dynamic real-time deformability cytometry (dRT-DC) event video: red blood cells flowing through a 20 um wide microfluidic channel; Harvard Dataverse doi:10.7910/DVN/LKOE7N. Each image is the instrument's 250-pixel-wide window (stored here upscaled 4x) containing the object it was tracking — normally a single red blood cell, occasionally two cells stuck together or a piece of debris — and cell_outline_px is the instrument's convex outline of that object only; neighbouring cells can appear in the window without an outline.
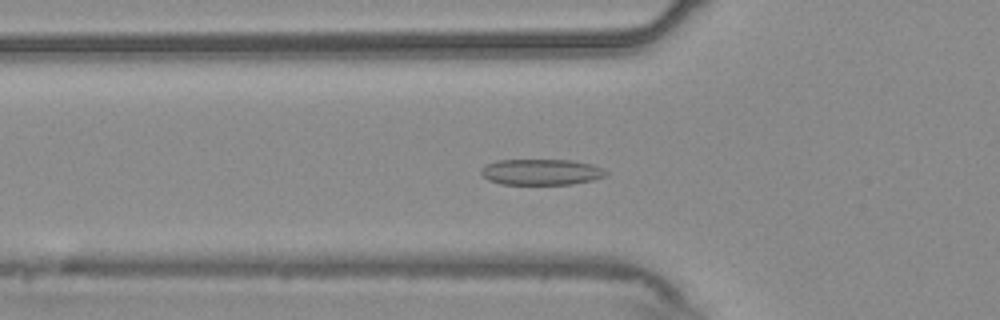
{"species": "common noctule bat (a hibernating species)", "species_latin": "Nyctalus noctula", "temperature_condition": "warm", "stored_images_in_passage": 51, "camera_frame_rate_fps": 3000, "um_per_image_px": 0.085, "animal": {"sex": "male", "body_mass_g": 20.4}, "frame": {"image": 1, "passage_image": 15, "time_ms": 4.667, "image_size_px": [1000, 320], "cell_outline_px": [[608, 176], [592, 180], [572, 184], [500, 184], [488, 180], [480, 172], [480, 168], [496, 160], [572, 160], [592, 164], [608, 172]], "centroid_in_image_um": [46.01, 14.62], "position_along_channel_um": 79.8, "area_um2": 18.9}}
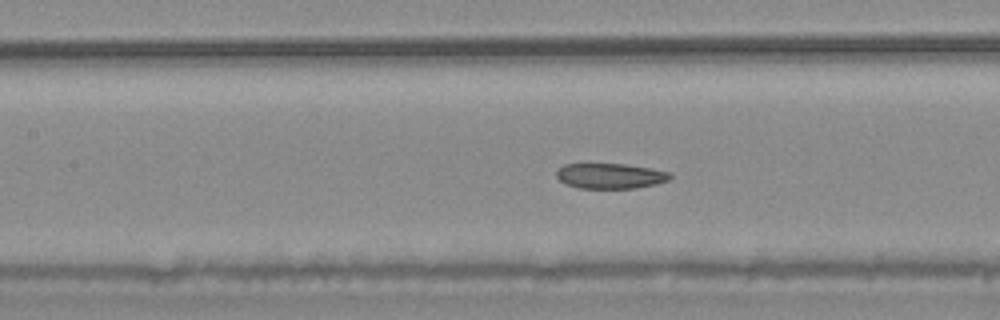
{"frame": {"image": 2, "passage_image": 21, "time_ms": 6.667, "image_size_px": [1000, 320], "cell_outline_px": [[672, 176], [668, 180], [656, 184], [636, 188], [580, 188], [564, 184], [556, 176], [556, 168], [564, 164], [628, 164], [652, 168], [672, 172]], "centroid_in_image_um": [51.88, 14.94], "position_along_channel_um": 155.5, "area_um2": 16.99}}
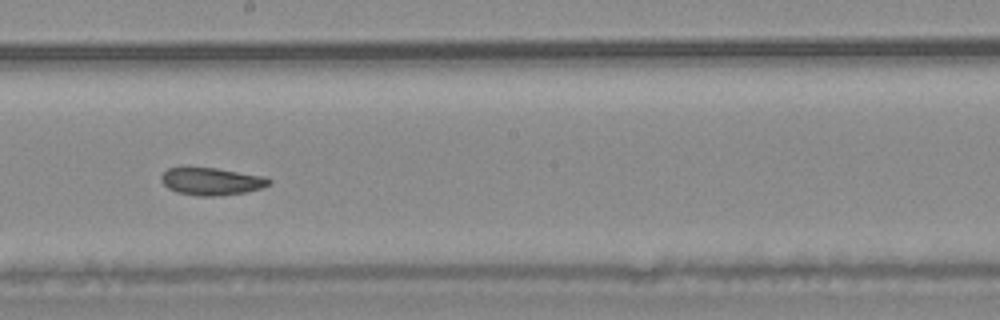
{"frame": {"image": 3, "passage_image": 27, "time_ms": 8.667, "image_size_px": [1000, 320], "cell_outline_px": [[272, 184], [264, 188], [244, 192], [216, 196], [196, 196], [176, 192], [168, 188], [160, 180], [160, 176], [168, 168], [216, 168], [264, 176], [272, 180]], "centroid_in_image_um": [18.0, 15.43], "position_along_channel_um": 230.2, "area_um2": 17.28}, "authors_computed_cell_mechanics": {"area_um2": 18.6694, "velocity_mm_per_s": 3.7436, "shape_relaxation_time_tau1_ms": 6.8279, "shape_relaxation_time_tau2_ms": 2.4643, "deformation_change_tau1": 0.1222, "deformation_change_tau2": 0.0834}}